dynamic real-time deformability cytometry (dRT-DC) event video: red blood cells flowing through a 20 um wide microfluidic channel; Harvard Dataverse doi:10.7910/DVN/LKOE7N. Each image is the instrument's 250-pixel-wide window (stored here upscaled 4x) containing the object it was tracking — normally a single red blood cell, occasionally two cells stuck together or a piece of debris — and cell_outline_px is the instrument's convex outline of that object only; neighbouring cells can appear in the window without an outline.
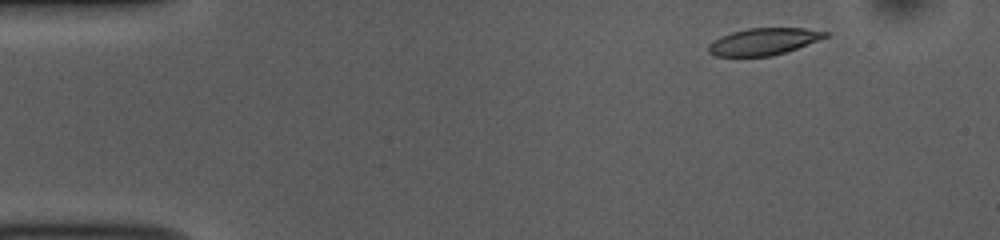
{"species": "common noctule bat (a hibernating species)", "species_latin": "Nyctalus noctula", "temperature_condition": "room temperature", "stored_images_in_passage": 47, "camera_frame_rate_fps": 3000, "um_per_image_px": 0.085, "animal": {"sex": "female", "body_mass_g": 10.0, "forearm_length_mm": 53.1}, "frame": {"image": 1, "passage_image": 1, "time_ms": 0.0, "image_size_px": [1000, 240], "cell_outline_px": [[832, 32], [828, 36], [796, 48], [772, 56], [716, 56], [708, 52], [708, 44], [720, 36], [732, 32], [748, 28], [804, 28]], "centroid_in_image_um": [64.9, 3.52], "position_along_channel_um": 20.1, "area_um2": 18.21}}
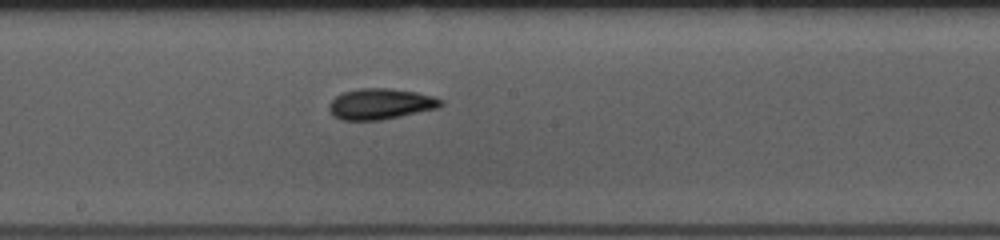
{"frame": {"image": 2, "passage_image": 23, "time_ms": 7.333, "image_size_px": [1000, 240], "cell_outline_px": [[444, 104], [440, 108], [380, 120], [340, 120], [332, 116], [328, 108], [328, 104], [336, 96], [344, 92], [360, 88], [388, 88], [416, 92], [432, 96], [444, 100]], "centroid_in_image_um": [32.35, 8.84], "position_along_channel_um": 215.9, "area_um2": 20.23}}
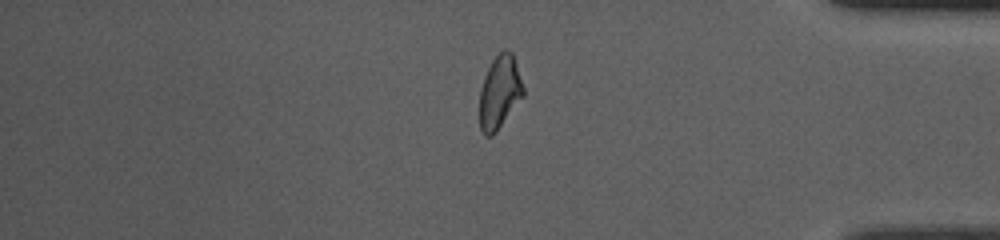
{"frame": {"image": 3, "passage_image": 39, "time_ms": 12.667, "image_size_px": [1000, 240], "cell_outline_px": [[524, 96], [496, 132], [492, 136], [484, 136], [480, 128], [480, 88], [484, 76], [492, 60], [504, 48], [508, 48], [512, 52], [524, 88]], "centroid_in_image_um": [42.47, 7.84], "position_along_channel_um": 392.7, "area_um2": 18.73}, "authors_computed_cell_mechanics": {"area_um2": 19.3052, "velocity_mm_per_s": 3.7993, "shape_relaxation_time_tau1_ms": 2.8713, "shape_relaxation_time_tau2_ms": 3.5099, "deformation_change_tau1": 0.1312, "deformation_change_tau2": 0.0996}}